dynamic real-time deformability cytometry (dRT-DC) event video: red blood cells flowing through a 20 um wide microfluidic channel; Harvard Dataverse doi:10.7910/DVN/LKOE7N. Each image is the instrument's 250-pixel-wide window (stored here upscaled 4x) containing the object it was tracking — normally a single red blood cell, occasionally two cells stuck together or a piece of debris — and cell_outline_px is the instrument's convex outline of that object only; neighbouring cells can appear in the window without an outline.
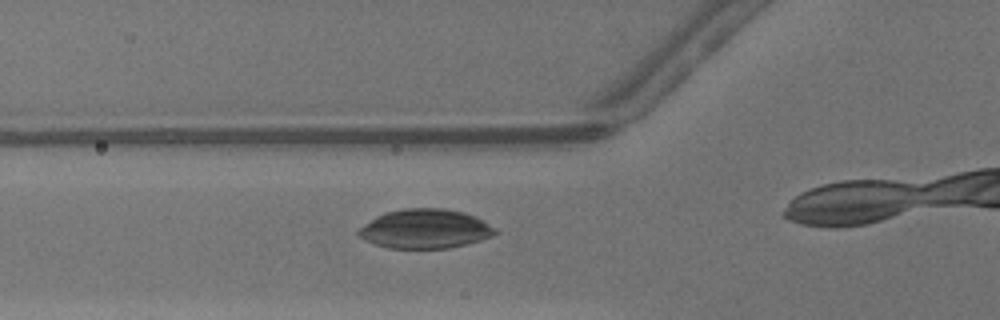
{"species": "common noctule bat (a hibernating species)", "species_latin": "Nyctalus noctula", "temperature_condition": "warm", "stored_images_in_passage": 6, "camera_frame_rate_fps": 3000, "um_per_image_px": 0.085, "animal": {"sex": "male", "body_mass_g": 13.3}, "frame": {"image": 1, "passage_image": 2, "time_ms": 0.333, "image_size_px": [1000, 320], "cell_outline_px": [[500, 232], [492, 236], [468, 244], [448, 248], [388, 248], [376, 244], [360, 236], [356, 232], [364, 224], [376, 216], [384, 212], [404, 208], [444, 208], [464, 212], [476, 216], [484, 220], [496, 228]], "centroid_in_image_um": [36.19, 19.44], "position_along_channel_um": 89.6, "area_um2": 31.39}}
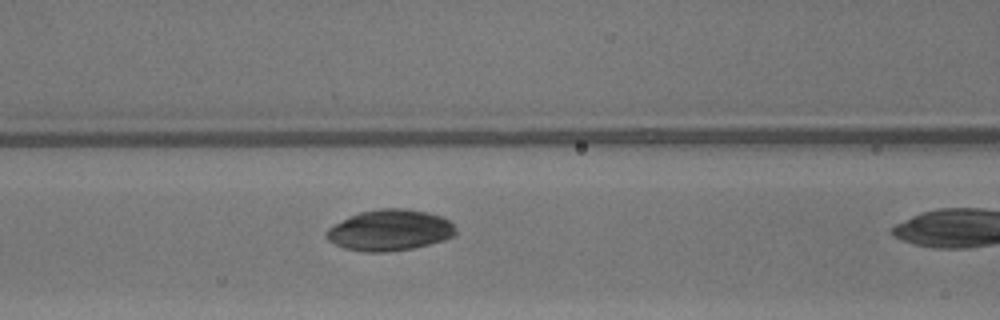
{"frame": {"image": 2, "passage_image": 5, "time_ms": 1.333, "image_size_px": [1000, 320], "cell_outline_px": [[456, 232], [452, 236], [444, 240], [412, 248], [388, 252], [364, 252], [344, 248], [328, 240], [328, 228], [360, 212], [380, 208], [404, 208], [428, 212], [440, 216], [448, 220], [456, 228]], "centroid_in_image_um": [33.16, 19.57], "position_along_channel_um": 133.4, "area_um2": 30.52}}